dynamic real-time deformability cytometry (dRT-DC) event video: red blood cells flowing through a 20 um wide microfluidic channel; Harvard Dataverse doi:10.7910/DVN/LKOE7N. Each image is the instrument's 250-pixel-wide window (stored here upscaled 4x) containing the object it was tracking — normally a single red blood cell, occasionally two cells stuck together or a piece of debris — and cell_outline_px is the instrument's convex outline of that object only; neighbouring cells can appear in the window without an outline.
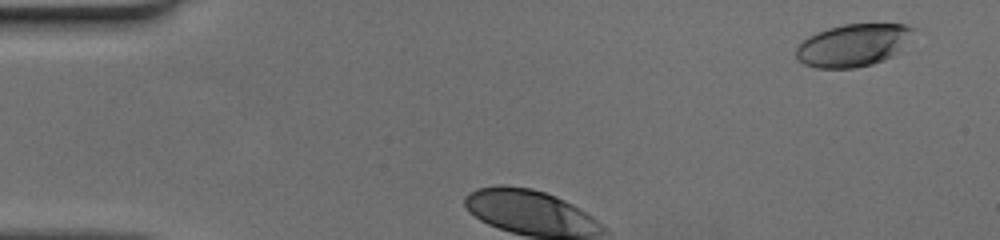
{"species": "human", "species_latin": "Homo sapiens", "temperature_condition": "cold", "stored_images_in_passage": 30, "camera_frame_rate_fps": 3000, "um_per_image_px": 0.085, "donor": {"sex": "female"}, "frame": {"image": 1, "passage_image": 3, "time_ms": 0.667, "image_size_px": [1000, 240], "cell_outline_px": [[916, 28], [900, 52], [884, 60], [872, 64], [856, 68], [816, 68], [804, 64], [796, 56], [796, 48], [808, 36], [816, 32], [828, 28], [844, 24], [904, 24]], "centroid_in_image_um": [72.53, 3.84], "position_along_channel_um": 12.5, "area_um2": 29.07}}
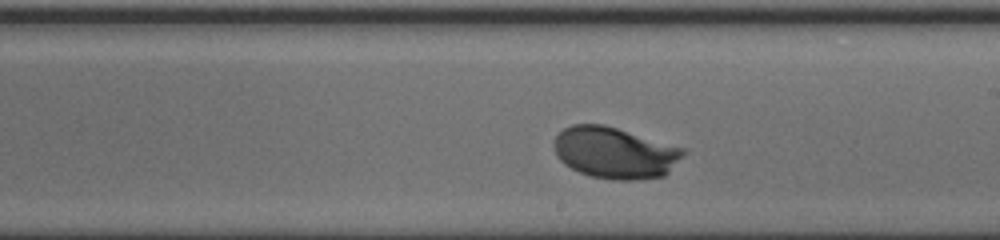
{"frame": {"image": 2, "passage_image": 20, "time_ms": 6.333, "image_size_px": [1000, 240], "cell_outline_px": [[684, 152], [668, 172], [664, 176], [636, 180], [612, 180], [592, 176], [580, 172], [564, 164], [556, 156], [552, 144], [556, 136], [564, 128], [572, 124], [604, 124], [684, 148]], "centroid_in_image_um": [52.21, 12.98], "position_along_channel_um": 236.8, "area_um2": 38.55}}
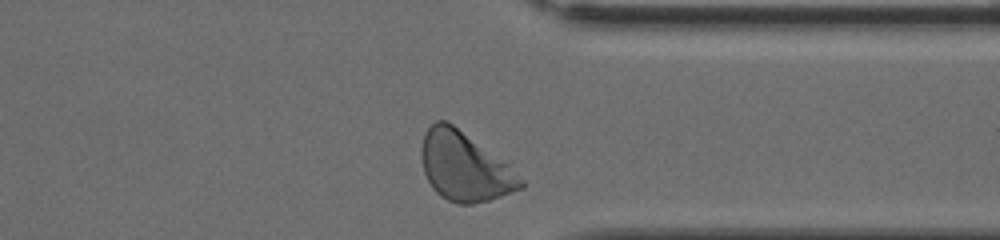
{"frame": {"image": 3, "passage_image": 30, "time_ms": 9.667, "image_size_px": [1000, 240], "cell_outline_px": [[524, 188], [488, 200], [472, 204], [456, 204], [440, 196], [432, 188], [424, 172], [420, 156], [420, 148], [424, 132], [436, 120], [444, 120], [452, 124], [508, 164], [524, 180]], "centroid_in_image_um": [39.46, 14.17], "position_along_channel_um": 371.9, "area_um2": 39.65}}